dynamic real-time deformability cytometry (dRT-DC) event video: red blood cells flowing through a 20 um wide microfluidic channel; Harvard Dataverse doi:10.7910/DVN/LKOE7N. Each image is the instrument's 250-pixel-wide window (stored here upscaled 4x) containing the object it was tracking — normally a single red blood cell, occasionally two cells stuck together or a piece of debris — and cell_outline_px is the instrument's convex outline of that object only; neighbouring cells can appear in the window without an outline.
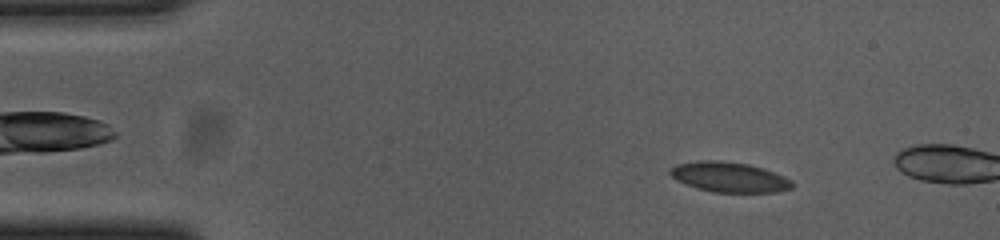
{"species": "common noctule bat (a hibernating species)", "species_latin": "Nyctalus noctula", "temperature_condition": "cold", "stored_images_in_passage": 14, "camera_frame_rate_fps": 3000, "um_per_image_px": 0.085, "animal": {"sex": "female", "body_mass_g": 23.0, "forearm_length_mm": 53.4}, "frame": {"image": 1, "passage_image": 7, "time_ms": 2.0, "image_size_px": [1000, 240], "cell_outline_px": [[792, 188], [776, 192], [712, 192], [676, 180], [668, 172], [676, 164], [700, 160], [720, 160], [748, 164], [764, 168], [784, 176], [792, 180]], "centroid_in_image_um": [62.0, 15.04], "position_along_channel_um": 23.0, "area_um2": 21.27}}